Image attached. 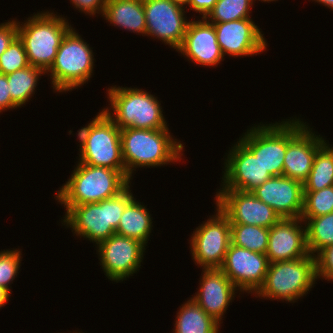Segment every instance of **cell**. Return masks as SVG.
<instances>
[{"label":"cell","instance_id":"1","mask_svg":"<svg viewBox=\"0 0 333 333\" xmlns=\"http://www.w3.org/2000/svg\"><path fill=\"white\" fill-rule=\"evenodd\" d=\"M120 138L126 178L129 181L139 167H161L182 159L184 144L173 139L169 128H125L121 130Z\"/></svg>","mask_w":333,"mask_h":333},{"label":"cell","instance_id":"2","mask_svg":"<svg viewBox=\"0 0 333 333\" xmlns=\"http://www.w3.org/2000/svg\"><path fill=\"white\" fill-rule=\"evenodd\" d=\"M130 181L118 170L78 162L68 181L57 191L55 200L64 207H74L112 198Z\"/></svg>","mask_w":333,"mask_h":333},{"label":"cell","instance_id":"3","mask_svg":"<svg viewBox=\"0 0 333 333\" xmlns=\"http://www.w3.org/2000/svg\"><path fill=\"white\" fill-rule=\"evenodd\" d=\"M130 189L128 185L118 195L100 202L64 207L67 211L62 224L98 245L116 233L126 205L134 198Z\"/></svg>","mask_w":333,"mask_h":333},{"label":"cell","instance_id":"4","mask_svg":"<svg viewBox=\"0 0 333 333\" xmlns=\"http://www.w3.org/2000/svg\"><path fill=\"white\" fill-rule=\"evenodd\" d=\"M107 96L111 106L101 110L121 130L125 128H168L161 103L155 95L153 96L140 88L117 87L114 85L108 88Z\"/></svg>","mask_w":333,"mask_h":333},{"label":"cell","instance_id":"5","mask_svg":"<svg viewBox=\"0 0 333 333\" xmlns=\"http://www.w3.org/2000/svg\"><path fill=\"white\" fill-rule=\"evenodd\" d=\"M21 23L17 21L18 37L23 42L29 64L46 73L55 60L63 37L72 26L54 11L36 13Z\"/></svg>","mask_w":333,"mask_h":333},{"label":"cell","instance_id":"6","mask_svg":"<svg viewBox=\"0 0 333 333\" xmlns=\"http://www.w3.org/2000/svg\"><path fill=\"white\" fill-rule=\"evenodd\" d=\"M120 132L105 112L100 111L87 126L78 130V162L118 170L126 177Z\"/></svg>","mask_w":333,"mask_h":333},{"label":"cell","instance_id":"7","mask_svg":"<svg viewBox=\"0 0 333 333\" xmlns=\"http://www.w3.org/2000/svg\"><path fill=\"white\" fill-rule=\"evenodd\" d=\"M316 280V259L313 255L273 262L269 264L264 284L255 293V297L294 303L306 296Z\"/></svg>","mask_w":333,"mask_h":333},{"label":"cell","instance_id":"8","mask_svg":"<svg viewBox=\"0 0 333 333\" xmlns=\"http://www.w3.org/2000/svg\"><path fill=\"white\" fill-rule=\"evenodd\" d=\"M93 54L89 44L72 27L63 37L55 60L46 72L50 73L54 91H71L88 82L94 71Z\"/></svg>","mask_w":333,"mask_h":333},{"label":"cell","instance_id":"9","mask_svg":"<svg viewBox=\"0 0 333 333\" xmlns=\"http://www.w3.org/2000/svg\"><path fill=\"white\" fill-rule=\"evenodd\" d=\"M216 211L195 229L190 240L192 258L202 269H220L231 243L230 220L218 206Z\"/></svg>","mask_w":333,"mask_h":333},{"label":"cell","instance_id":"10","mask_svg":"<svg viewBox=\"0 0 333 333\" xmlns=\"http://www.w3.org/2000/svg\"><path fill=\"white\" fill-rule=\"evenodd\" d=\"M298 117L287 119V149L283 176L304 183L311 172L318 149L326 142Z\"/></svg>","mask_w":333,"mask_h":333},{"label":"cell","instance_id":"11","mask_svg":"<svg viewBox=\"0 0 333 333\" xmlns=\"http://www.w3.org/2000/svg\"><path fill=\"white\" fill-rule=\"evenodd\" d=\"M256 126V127H255ZM252 126L239 141L254 155L272 176H282L287 149V119L281 123Z\"/></svg>","mask_w":333,"mask_h":333},{"label":"cell","instance_id":"12","mask_svg":"<svg viewBox=\"0 0 333 333\" xmlns=\"http://www.w3.org/2000/svg\"><path fill=\"white\" fill-rule=\"evenodd\" d=\"M146 36L162 40L176 51L181 47L188 21L184 6L173 0H143Z\"/></svg>","mask_w":333,"mask_h":333},{"label":"cell","instance_id":"13","mask_svg":"<svg viewBox=\"0 0 333 333\" xmlns=\"http://www.w3.org/2000/svg\"><path fill=\"white\" fill-rule=\"evenodd\" d=\"M97 249L105 276L115 282L126 280L140 270L146 250L139 240L116 233L100 242Z\"/></svg>","mask_w":333,"mask_h":333},{"label":"cell","instance_id":"14","mask_svg":"<svg viewBox=\"0 0 333 333\" xmlns=\"http://www.w3.org/2000/svg\"><path fill=\"white\" fill-rule=\"evenodd\" d=\"M215 195L216 206L229 218L230 224L270 229L281 219L274 209L260 201L252 192L219 190Z\"/></svg>","mask_w":333,"mask_h":333},{"label":"cell","instance_id":"15","mask_svg":"<svg viewBox=\"0 0 333 333\" xmlns=\"http://www.w3.org/2000/svg\"><path fill=\"white\" fill-rule=\"evenodd\" d=\"M269 264L266 254L230 243L220 270L240 292L254 295L264 284Z\"/></svg>","mask_w":333,"mask_h":333},{"label":"cell","instance_id":"16","mask_svg":"<svg viewBox=\"0 0 333 333\" xmlns=\"http://www.w3.org/2000/svg\"><path fill=\"white\" fill-rule=\"evenodd\" d=\"M229 150L224 162L222 188L218 190L252 192L273 177L258 156H254L239 140Z\"/></svg>","mask_w":333,"mask_h":333},{"label":"cell","instance_id":"17","mask_svg":"<svg viewBox=\"0 0 333 333\" xmlns=\"http://www.w3.org/2000/svg\"><path fill=\"white\" fill-rule=\"evenodd\" d=\"M212 24L223 56H252L267 48L261 28L251 18Z\"/></svg>","mask_w":333,"mask_h":333},{"label":"cell","instance_id":"18","mask_svg":"<svg viewBox=\"0 0 333 333\" xmlns=\"http://www.w3.org/2000/svg\"><path fill=\"white\" fill-rule=\"evenodd\" d=\"M252 193L270 206L280 218H300L303 210V183L286 176H273Z\"/></svg>","mask_w":333,"mask_h":333},{"label":"cell","instance_id":"19","mask_svg":"<svg viewBox=\"0 0 333 333\" xmlns=\"http://www.w3.org/2000/svg\"><path fill=\"white\" fill-rule=\"evenodd\" d=\"M308 254L306 225L300 218H281L269 229L266 251L269 263L291 261Z\"/></svg>","mask_w":333,"mask_h":333},{"label":"cell","instance_id":"20","mask_svg":"<svg viewBox=\"0 0 333 333\" xmlns=\"http://www.w3.org/2000/svg\"><path fill=\"white\" fill-rule=\"evenodd\" d=\"M177 52L186 56L188 61L202 66H217L224 60L214 25L205 18L190 20L183 43Z\"/></svg>","mask_w":333,"mask_h":333},{"label":"cell","instance_id":"21","mask_svg":"<svg viewBox=\"0 0 333 333\" xmlns=\"http://www.w3.org/2000/svg\"><path fill=\"white\" fill-rule=\"evenodd\" d=\"M202 273L199 290L192 299L221 325L224 313L239 289L220 269H202Z\"/></svg>","mask_w":333,"mask_h":333},{"label":"cell","instance_id":"22","mask_svg":"<svg viewBox=\"0 0 333 333\" xmlns=\"http://www.w3.org/2000/svg\"><path fill=\"white\" fill-rule=\"evenodd\" d=\"M102 17L114 26L142 36L146 34L143 0H106Z\"/></svg>","mask_w":333,"mask_h":333},{"label":"cell","instance_id":"23","mask_svg":"<svg viewBox=\"0 0 333 333\" xmlns=\"http://www.w3.org/2000/svg\"><path fill=\"white\" fill-rule=\"evenodd\" d=\"M133 198L125 207L116 234L139 240L147 246L152 230V217L148 209Z\"/></svg>","mask_w":333,"mask_h":333},{"label":"cell","instance_id":"24","mask_svg":"<svg viewBox=\"0 0 333 333\" xmlns=\"http://www.w3.org/2000/svg\"><path fill=\"white\" fill-rule=\"evenodd\" d=\"M173 333H220V324L192 298L180 306Z\"/></svg>","mask_w":333,"mask_h":333},{"label":"cell","instance_id":"25","mask_svg":"<svg viewBox=\"0 0 333 333\" xmlns=\"http://www.w3.org/2000/svg\"><path fill=\"white\" fill-rule=\"evenodd\" d=\"M333 186V147L325 142L317 151L304 191H318Z\"/></svg>","mask_w":333,"mask_h":333},{"label":"cell","instance_id":"26","mask_svg":"<svg viewBox=\"0 0 333 333\" xmlns=\"http://www.w3.org/2000/svg\"><path fill=\"white\" fill-rule=\"evenodd\" d=\"M41 75H45V72L42 69L31 65L6 75L10 89L9 93L12 101L18 107H21L28 102L33 94H35L38 80L41 78L39 76Z\"/></svg>","mask_w":333,"mask_h":333},{"label":"cell","instance_id":"27","mask_svg":"<svg viewBox=\"0 0 333 333\" xmlns=\"http://www.w3.org/2000/svg\"><path fill=\"white\" fill-rule=\"evenodd\" d=\"M305 225L306 245L310 255L315 257L321 250L333 245V212L310 218Z\"/></svg>","mask_w":333,"mask_h":333},{"label":"cell","instance_id":"28","mask_svg":"<svg viewBox=\"0 0 333 333\" xmlns=\"http://www.w3.org/2000/svg\"><path fill=\"white\" fill-rule=\"evenodd\" d=\"M231 243L250 251L266 254L269 240V228L230 224Z\"/></svg>","mask_w":333,"mask_h":333},{"label":"cell","instance_id":"29","mask_svg":"<svg viewBox=\"0 0 333 333\" xmlns=\"http://www.w3.org/2000/svg\"><path fill=\"white\" fill-rule=\"evenodd\" d=\"M255 0H218L205 19L209 23H223L250 18Z\"/></svg>","mask_w":333,"mask_h":333},{"label":"cell","instance_id":"30","mask_svg":"<svg viewBox=\"0 0 333 333\" xmlns=\"http://www.w3.org/2000/svg\"><path fill=\"white\" fill-rule=\"evenodd\" d=\"M333 212V186L318 191H304L303 210L300 219H308Z\"/></svg>","mask_w":333,"mask_h":333},{"label":"cell","instance_id":"31","mask_svg":"<svg viewBox=\"0 0 333 333\" xmlns=\"http://www.w3.org/2000/svg\"><path fill=\"white\" fill-rule=\"evenodd\" d=\"M30 66L23 42L17 36L0 56V73L10 74Z\"/></svg>","mask_w":333,"mask_h":333},{"label":"cell","instance_id":"32","mask_svg":"<svg viewBox=\"0 0 333 333\" xmlns=\"http://www.w3.org/2000/svg\"><path fill=\"white\" fill-rule=\"evenodd\" d=\"M21 252L18 249L0 251V286L10 293V285L19 273Z\"/></svg>","mask_w":333,"mask_h":333},{"label":"cell","instance_id":"33","mask_svg":"<svg viewBox=\"0 0 333 333\" xmlns=\"http://www.w3.org/2000/svg\"><path fill=\"white\" fill-rule=\"evenodd\" d=\"M317 279L333 281V245L321 250L316 256Z\"/></svg>","mask_w":333,"mask_h":333},{"label":"cell","instance_id":"34","mask_svg":"<svg viewBox=\"0 0 333 333\" xmlns=\"http://www.w3.org/2000/svg\"><path fill=\"white\" fill-rule=\"evenodd\" d=\"M17 36L18 27L16 19L0 24V56Z\"/></svg>","mask_w":333,"mask_h":333},{"label":"cell","instance_id":"35","mask_svg":"<svg viewBox=\"0 0 333 333\" xmlns=\"http://www.w3.org/2000/svg\"><path fill=\"white\" fill-rule=\"evenodd\" d=\"M72 5L81 13L95 15L96 13L103 15L106 0H70Z\"/></svg>","mask_w":333,"mask_h":333},{"label":"cell","instance_id":"36","mask_svg":"<svg viewBox=\"0 0 333 333\" xmlns=\"http://www.w3.org/2000/svg\"><path fill=\"white\" fill-rule=\"evenodd\" d=\"M10 89L8 86L7 76L0 73V113L9 109L18 108V106L12 101L10 95Z\"/></svg>","mask_w":333,"mask_h":333},{"label":"cell","instance_id":"37","mask_svg":"<svg viewBox=\"0 0 333 333\" xmlns=\"http://www.w3.org/2000/svg\"><path fill=\"white\" fill-rule=\"evenodd\" d=\"M218 0H190L188 7L191 10L200 13L201 18H205L208 13L213 9Z\"/></svg>","mask_w":333,"mask_h":333},{"label":"cell","instance_id":"38","mask_svg":"<svg viewBox=\"0 0 333 333\" xmlns=\"http://www.w3.org/2000/svg\"><path fill=\"white\" fill-rule=\"evenodd\" d=\"M11 293L5 288L0 286V308L5 306V304L10 299Z\"/></svg>","mask_w":333,"mask_h":333},{"label":"cell","instance_id":"39","mask_svg":"<svg viewBox=\"0 0 333 333\" xmlns=\"http://www.w3.org/2000/svg\"><path fill=\"white\" fill-rule=\"evenodd\" d=\"M315 2H319V4H323L327 6V8H331L333 10V0H313Z\"/></svg>","mask_w":333,"mask_h":333},{"label":"cell","instance_id":"40","mask_svg":"<svg viewBox=\"0 0 333 333\" xmlns=\"http://www.w3.org/2000/svg\"><path fill=\"white\" fill-rule=\"evenodd\" d=\"M175 3H178V4H180V5H182V6H186L187 7V5H188V3L190 2V0H173Z\"/></svg>","mask_w":333,"mask_h":333},{"label":"cell","instance_id":"41","mask_svg":"<svg viewBox=\"0 0 333 333\" xmlns=\"http://www.w3.org/2000/svg\"><path fill=\"white\" fill-rule=\"evenodd\" d=\"M259 1H261V2L263 1V2H268L269 3L271 1H278V0H259Z\"/></svg>","mask_w":333,"mask_h":333}]
</instances>
